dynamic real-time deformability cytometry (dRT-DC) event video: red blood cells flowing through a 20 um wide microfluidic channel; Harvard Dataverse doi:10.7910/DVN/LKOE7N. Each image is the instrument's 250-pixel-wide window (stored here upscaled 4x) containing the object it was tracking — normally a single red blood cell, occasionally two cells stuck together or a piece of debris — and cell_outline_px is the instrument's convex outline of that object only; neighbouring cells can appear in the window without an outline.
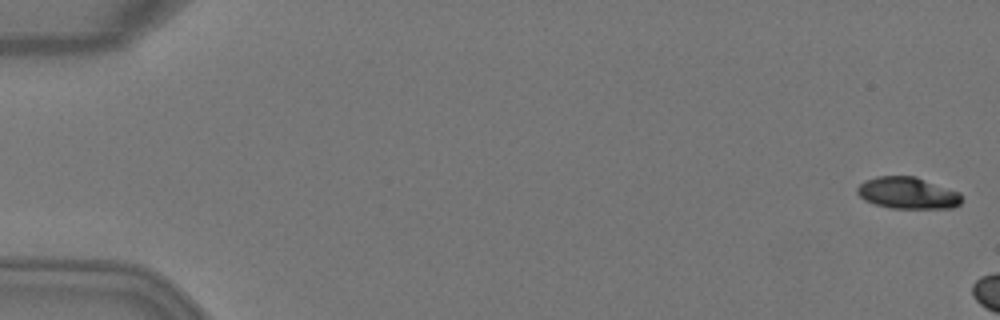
{"species": "Egyptian fruit bat (a non-hibernating species)", "species_latin": "Rousettus aegyptiacus", "temperature_condition": "warm", "stored_images_in_passage": 4, "camera_frame_rate_fps": 3000, "um_per_image_px": 0.085, "animal": {"sex": "female"}, "frame": {"image": 1, "passage_image": 1, "time_ms": 0.0, "image_size_px": [1000, 320], "cell_outline_px": [[964, 200], [960, 204], [952, 208], [892, 208], [876, 204], [864, 200], [856, 192], [856, 188], [864, 180], [876, 176], [916, 176], [960, 192]], "centroid_in_image_um": [77.17, 16.4], "position_along_channel_um": 7.8, "area_um2": 19.48}}